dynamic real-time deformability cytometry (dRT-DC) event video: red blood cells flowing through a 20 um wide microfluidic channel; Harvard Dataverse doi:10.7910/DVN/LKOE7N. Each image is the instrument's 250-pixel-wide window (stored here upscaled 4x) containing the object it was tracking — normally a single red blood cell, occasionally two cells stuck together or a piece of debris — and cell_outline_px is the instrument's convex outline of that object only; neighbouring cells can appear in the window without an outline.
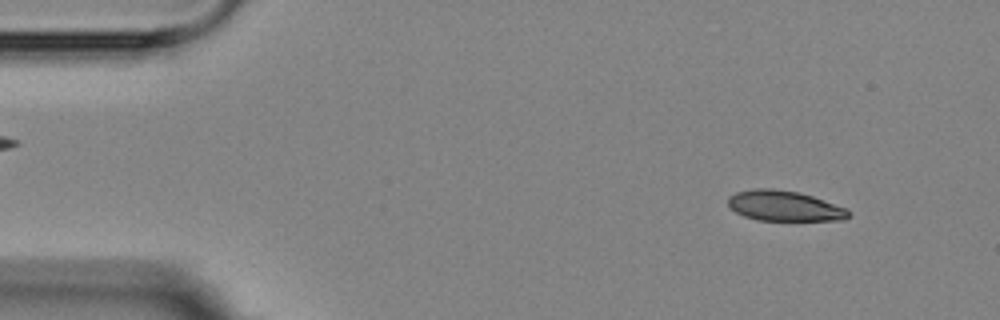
{"species": "Egyptian fruit bat (a non-hibernating species)", "species_latin": "Rousettus aegyptiacus", "temperature_condition": "room temperature", "stored_images_in_passage": 5, "camera_frame_rate_fps": 3000, "um_per_image_px": 0.085, "animal": {"sex": "female"}, "frame": {"image": 1, "passage_image": 5, "time_ms": 6.0, "image_size_px": [1000, 320], "cell_outline_px": [[852, 216], [844, 220], [756, 220], [744, 216], [728, 208], [728, 196], [736, 192], [752, 188], [772, 188], [800, 192], [848, 208]], "centroid_in_image_um": [66.67, 17.49], "position_along_channel_um": 18.3, "area_um2": 21.62}}